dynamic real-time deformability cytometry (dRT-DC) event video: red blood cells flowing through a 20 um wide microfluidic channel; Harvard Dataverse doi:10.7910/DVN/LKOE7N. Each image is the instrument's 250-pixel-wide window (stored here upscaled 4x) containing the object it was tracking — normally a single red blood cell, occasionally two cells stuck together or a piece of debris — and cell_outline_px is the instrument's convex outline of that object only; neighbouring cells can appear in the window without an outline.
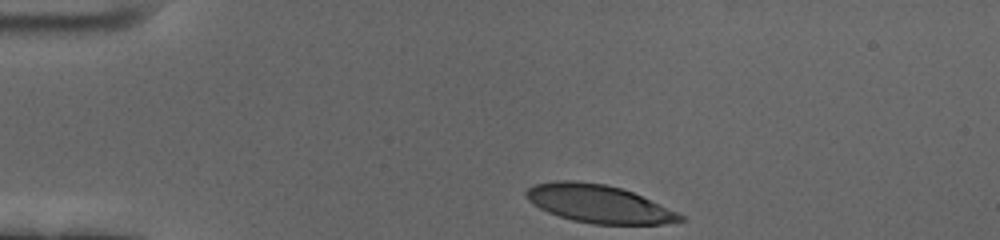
{"species": "human", "species_latin": "Homo sapiens", "temperature_condition": "cold", "stored_images_in_passage": 38, "camera_frame_rate_fps": 3000, "um_per_image_px": 0.085, "donor": {"sex": "female"}, "frame": {"image": 1, "passage_image": 1, "time_ms": 0.0, "image_size_px": [1000, 240], "cell_outline_px": [[688, 220], [660, 224], [592, 224], [572, 220], [548, 212], [532, 204], [524, 196], [524, 192], [528, 188], [536, 184], [556, 180], [572, 180], [604, 184], [620, 188], [632, 192], [676, 212], [684, 216]], "centroid_in_image_um": [50.84, 17.32], "position_along_channel_um": 34.2, "area_um2": 33.81}}
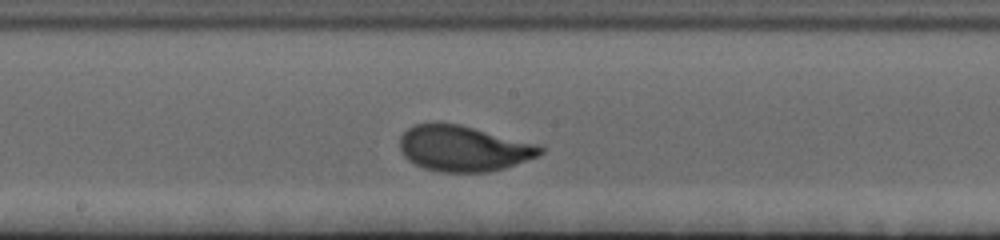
{"frame": {"image": 2, "passage_image": 21, "time_ms": 6.667, "image_size_px": [1000, 240], "cell_outline_px": [[544, 152], [536, 156], [516, 164], [504, 168], [488, 172], [440, 172], [424, 168], [408, 160], [404, 156], [400, 148], [400, 136], [412, 124], [436, 120], [460, 124], [540, 144], [544, 148]], "centroid_in_image_um": [39.37, 12.58], "position_along_channel_um": 208.8, "area_um2": 38.03}}
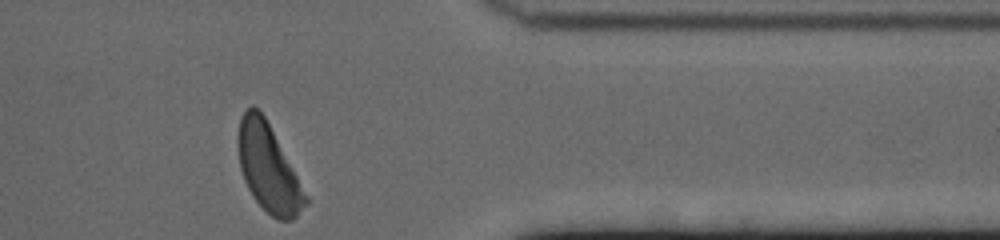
{"frame": {"image": 3, "passage_image": 38, "time_ms": 12.333, "image_size_px": [1000, 240], "cell_outline_px": [[308, 204], [292, 220], [276, 220], [252, 196], [244, 180], [240, 168], [236, 144], [236, 136], [240, 120], [244, 112], [252, 104], [264, 116], [308, 196]], "centroid_in_image_um": [22.79, 14.3], "position_along_channel_um": 388.6, "area_um2": 33.99}, "authors_computed_cell_mechanics": {"area_um2": 36.125, "velocity_mm_per_s": 3.4243, "shape_relaxation_time_tau1_ms": 2.6373, "shape_relaxation_time_tau2_ms": null, "deformation_change_tau1": 0.1632, "deformation_change_tau2": null}}